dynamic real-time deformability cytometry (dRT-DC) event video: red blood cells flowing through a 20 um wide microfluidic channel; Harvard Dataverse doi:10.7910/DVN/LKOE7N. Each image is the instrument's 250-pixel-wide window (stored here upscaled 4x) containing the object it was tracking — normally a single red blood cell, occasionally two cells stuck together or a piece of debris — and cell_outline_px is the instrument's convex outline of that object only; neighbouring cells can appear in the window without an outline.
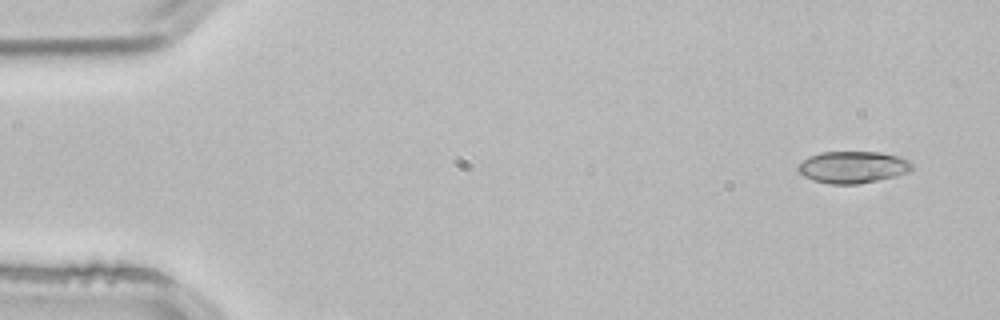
{"species": "common noctule bat (a hibernating species)", "species_latin": "Nyctalus noctula", "temperature_condition": "room temperature", "stored_images_in_passage": 3, "camera_frame_rate_fps": 3000, "um_per_image_px": 0.085, "animal": {"sex": "male", "body_mass_g": 21.5, "forearm_length_mm": 52.0}, "frame": {"image": 1, "passage_image": 1, "time_ms": 0.0, "image_size_px": [1000, 320], "cell_outline_px": [[912, 168], [908, 172], [876, 180], [856, 184], [828, 184], [812, 180], [804, 176], [796, 168], [808, 156], [820, 152], [880, 152], [900, 156], [908, 160], [912, 164]], "centroid_in_image_um": [72.46, 14.2], "position_along_channel_um": 12.5, "area_um2": 21.04}}
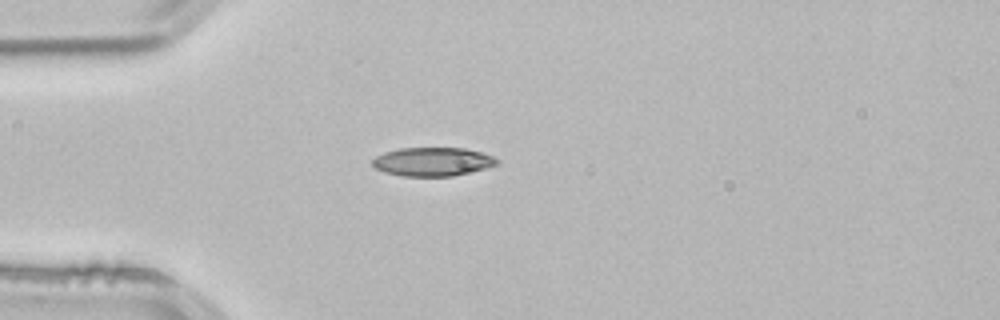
{"frame": {"image": 2, "passage_image": 3, "time_ms": 0.667, "image_size_px": [1000, 320], "cell_outline_px": [[500, 164], [452, 176], [404, 176], [384, 172], [376, 168], [372, 164], [372, 160], [376, 156], [384, 152], [400, 148], [464, 148], [484, 152], [500, 160]], "centroid_in_image_um": [36.79, 13.73], "position_along_channel_um": 48.2, "area_um2": 20.81}}